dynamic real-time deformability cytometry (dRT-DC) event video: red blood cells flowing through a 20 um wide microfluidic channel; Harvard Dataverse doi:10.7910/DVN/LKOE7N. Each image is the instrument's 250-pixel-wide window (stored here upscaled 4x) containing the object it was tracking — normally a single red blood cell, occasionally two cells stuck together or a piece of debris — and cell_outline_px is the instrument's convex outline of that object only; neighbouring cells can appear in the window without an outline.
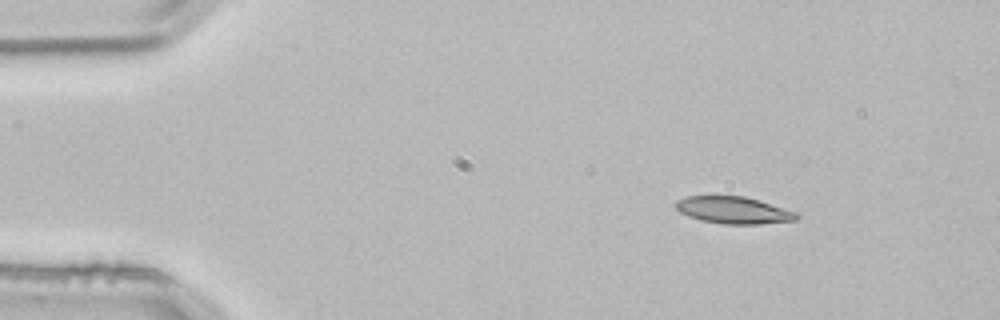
{"species": "common noctule bat (a hibernating species)", "species_latin": "Nyctalus noctula", "temperature_condition": "room temperature", "stored_images_in_passage": 3, "camera_frame_rate_fps": 3000, "um_per_image_px": 0.085, "animal": {"sex": "male", "body_mass_g": 21.5, "forearm_length_mm": 52.0}, "frame": {"image": 1, "passage_image": 1, "time_ms": 0.0, "image_size_px": [1000, 320], "cell_outline_px": [[800, 216], [796, 220], [760, 224], [724, 224], [700, 220], [688, 216], [680, 212], [676, 208], [676, 200], [688, 196], [744, 196], [760, 200], [800, 212]], "centroid_in_image_um": [62.41, 17.86], "position_along_channel_um": 22.6, "area_um2": 19.25}}
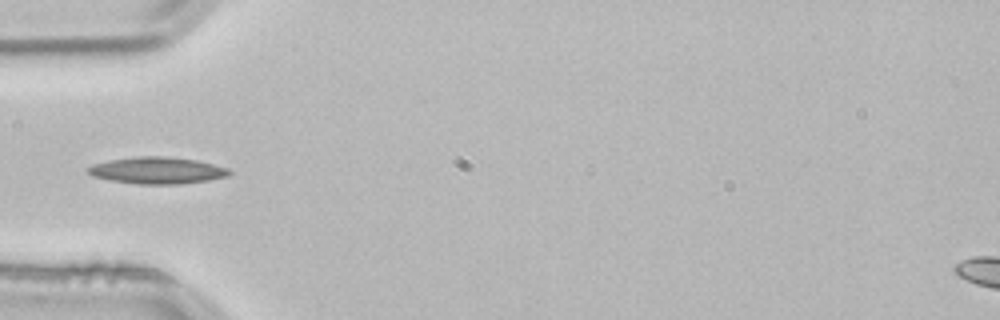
{"frame": {"image": 2, "passage_image": 3, "time_ms": 0.667, "image_size_px": [1000, 320], "cell_outline_px": [[232, 172], [228, 176], [208, 180], [180, 184], [136, 184], [108, 180], [92, 176], [84, 168], [92, 164], [108, 160], [136, 156], [168, 156], [196, 160], [228, 168]], "centroid_in_image_um": [13.31, 14.48], "position_along_channel_um": 71.7, "area_um2": 22.25}}